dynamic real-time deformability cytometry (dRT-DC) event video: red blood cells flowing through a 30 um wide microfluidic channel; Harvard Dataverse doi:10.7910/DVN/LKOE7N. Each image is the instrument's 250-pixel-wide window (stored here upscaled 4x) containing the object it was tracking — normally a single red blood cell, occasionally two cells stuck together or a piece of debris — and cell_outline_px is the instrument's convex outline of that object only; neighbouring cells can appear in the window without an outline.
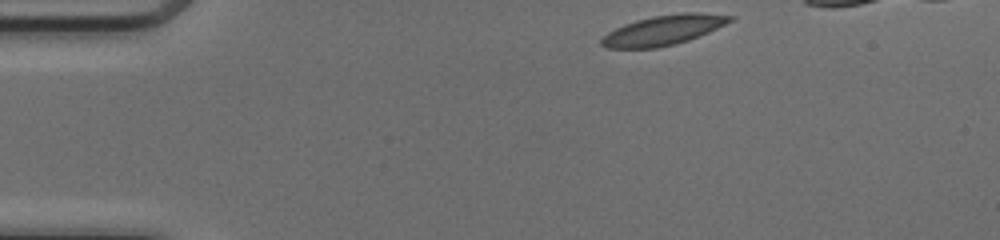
{"species": "common noctule bat (a hibernating species)", "species_latin": "Nyctalus noctula", "temperature_condition": "cold", "stored_images_in_passage": 37, "camera_frame_rate_fps": 3000, "um_per_image_px": 0.085, "animal": {"sex": "female", "body_mass_g": 17.0, "forearm_length_mm": 48.0}, "frame": {"image": 1, "passage_image": 1, "time_ms": 0.0, "image_size_px": [1000, 240], "cell_outline_px": [[736, 16], [732, 20], [708, 32], [688, 40], [676, 44], [656, 48], [608, 48], [600, 44], [600, 40], [608, 32], [624, 24], [636, 20], [652, 16], [680, 12], [700, 12]], "centroid_in_image_um": [56.39, 2.55], "position_along_channel_um": 28.6, "area_um2": 22.31}}
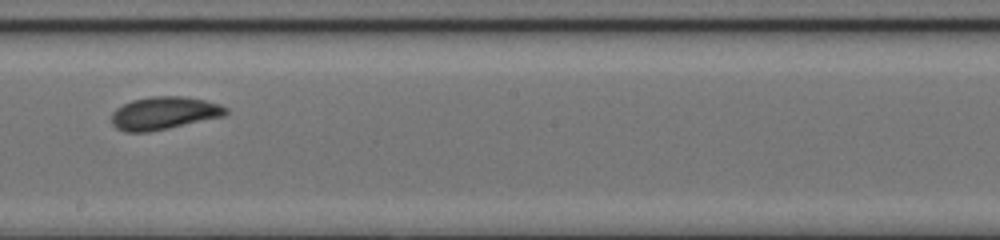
{"frame": {"image": 2, "passage_image": 21, "time_ms": 6.667, "image_size_px": [1000, 240], "cell_outline_px": [[228, 112], [224, 116], [168, 128], [148, 132], [124, 132], [116, 128], [112, 124], [112, 112], [116, 108], [132, 100], [152, 96], [184, 96], [204, 100], [220, 104], [228, 108]], "centroid_in_image_um": [13.94, 9.61], "position_along_channel_um": 234.3, "area_um2": 21.85}}
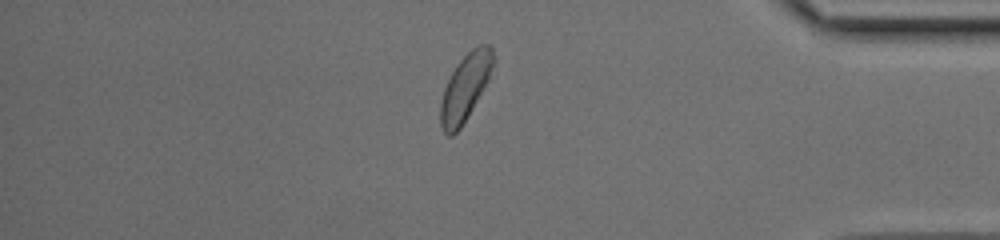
{"frame": {"image": 3, "passage_image": 35, "time_ms": 11.333, "image_size_px": [1000, 240], "cell_outline_px": [[496, 60], [488, 80], [468, 116], [460, 128], [452, 136], [448, 136], [444, 132], [440, 124], [440, 100], [444, 88], [456, 64], [472, 48], [480, 44], [488, 44], [492, 48]], "centroid_in_image_um": [39.55, 7.41], "position_along_channel_um": 395.6, "area_um2": 20.52}}